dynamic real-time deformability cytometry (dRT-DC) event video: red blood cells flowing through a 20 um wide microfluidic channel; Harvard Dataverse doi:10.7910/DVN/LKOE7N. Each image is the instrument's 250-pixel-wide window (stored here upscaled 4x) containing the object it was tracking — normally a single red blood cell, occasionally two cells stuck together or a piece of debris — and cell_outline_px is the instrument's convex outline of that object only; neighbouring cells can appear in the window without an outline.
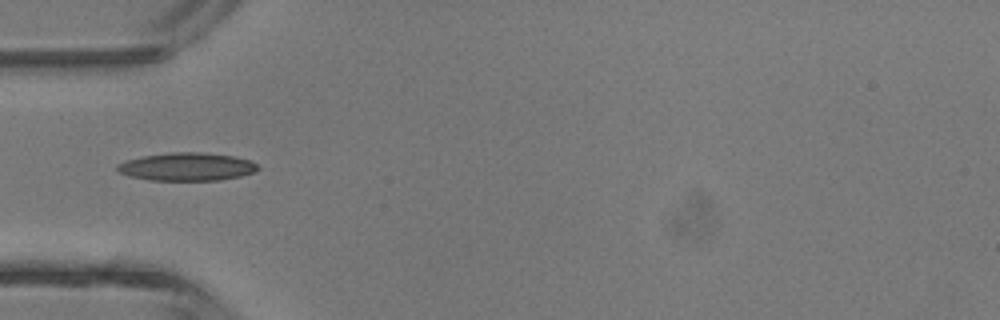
{"species": "common noctule bat (a hibernating species)", "species_latin": "Nyctalus noctula", "temperature_condition": "room temperature", "stored_images_in_passage": 5, "camera_frame_rate_fps": 3000, "um_per_image_px": 0.085, "animal": {"sex": "male", "body_mass_g": 13.3}, "frame": {"image": 1, "passage_image": 4, "time_ms": 3.667, "image_size_px": [1000, 320], "cell_outline_px": [[260, 168], [252, 172], [240, 176], [220, 180], [148, 180], [128, 176], [120, 172], [116, 168], [120, 164], [128, 160], [144, 156], [172, 152], [200, 152], [232, 156], [248, 160], [256, 164]], "centroid_in_image_um": [15.88, 14.18], "position_along_channel_um": 69.1, "area_um2": 22.6}}
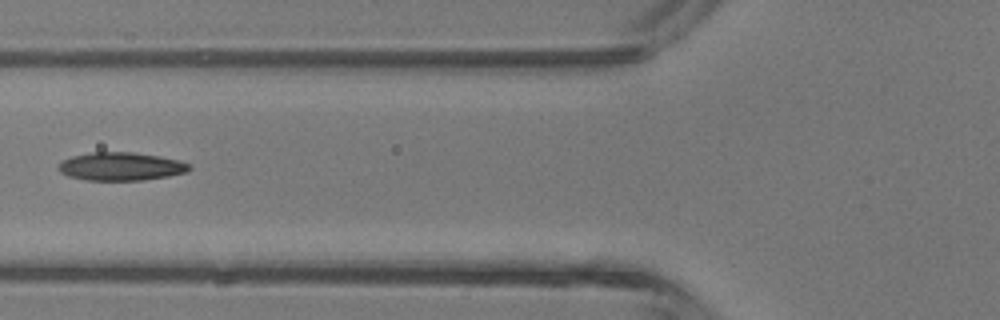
{"frame": {"image": 2, "passage_image": 5, "time_ms": 4.667, "image_size_px": [1000, 320], "cell_outline_px": [[192, 168], [188, 172], [168, 176], [144, 180], [84, 180], [68, 176], [60, 172], [56, 168], [64, 160], [72, 156], [92, 152], [132, 152], [160, 156], [180, 160], [188, 164]], "centroid_in_image_um": [10.29, 14.15], "position_along_channel_um": 115.5, "area_um2": 21.56}}